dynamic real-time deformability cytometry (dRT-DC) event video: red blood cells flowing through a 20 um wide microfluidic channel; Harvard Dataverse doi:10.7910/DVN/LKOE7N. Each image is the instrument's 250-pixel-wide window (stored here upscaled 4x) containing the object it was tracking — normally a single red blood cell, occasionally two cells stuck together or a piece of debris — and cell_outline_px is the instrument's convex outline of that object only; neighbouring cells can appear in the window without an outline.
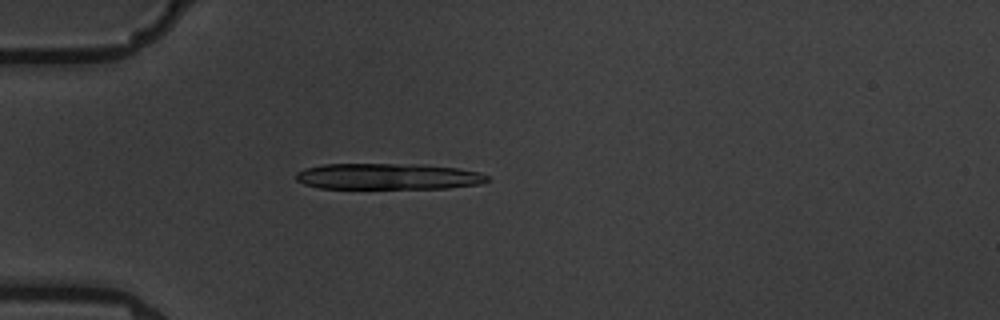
{"species": "common noctule bat (a hibernating species)", "species_latin": "Nyctalus noctula", "temperature_condition": "warm", "stored_images_in_passage": 5, "camera_frame_rate_fps": 3000, "um_per_image_px": 0.085, "animal": {"sex": "male", "body_mass_g": 19.5, "forearm_length_mm": 54.6}, "frame": {"image": 1, "passage_image": 5, "time_ms": 4.333, "image_size_px": [1000, 320], "cell_outline_px": [[488, 180], [480, 184], [448, 188], [320, 188], [304, 184], [296, 180], [296, 172], [304, 168], [324, 164], [416, 164], [456, 168], [480, 172], [488, 176]], "centroid_in_image_um": [32.96, 15.0], "position_along_channel_um": 52.0, "area_um2": 29.07}}